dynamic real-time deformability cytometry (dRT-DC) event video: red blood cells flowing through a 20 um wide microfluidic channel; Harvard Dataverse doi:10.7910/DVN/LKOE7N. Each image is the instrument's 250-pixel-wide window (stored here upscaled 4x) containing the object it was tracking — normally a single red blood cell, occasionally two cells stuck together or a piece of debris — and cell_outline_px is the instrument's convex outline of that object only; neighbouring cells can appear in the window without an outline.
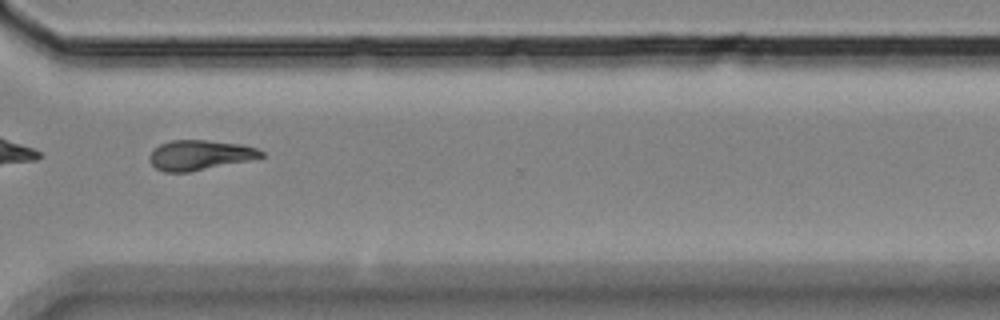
{"species": "Egyptian fruit bat (a non-hibernating species)", "species_latin": "Rousettus aegyptiacus", "temperature_condition": "room temperature", "stored_images_in_passage": 15, "camera_frame_rate_fps": 3000, "um_per_image_px": 0.085, "animal": {"sex": "female"}, "frame": {"image": 1, "passage_image": 11, "time_ms": 3.333, "image_size_px": [1000, 320], "cell_outline_px": [[264, 156], [248, 160], [188, 172], [164, 172], [156, 168], [152, 164], [148, 156], [160, 144], [172, 140], [208, 140], [240, 144], [256, 148], [264, 152]], "centroid_in_image_um": [16.96, 13.17], "position_along_channel_um": 353.6, "area_um2": 19.19}}